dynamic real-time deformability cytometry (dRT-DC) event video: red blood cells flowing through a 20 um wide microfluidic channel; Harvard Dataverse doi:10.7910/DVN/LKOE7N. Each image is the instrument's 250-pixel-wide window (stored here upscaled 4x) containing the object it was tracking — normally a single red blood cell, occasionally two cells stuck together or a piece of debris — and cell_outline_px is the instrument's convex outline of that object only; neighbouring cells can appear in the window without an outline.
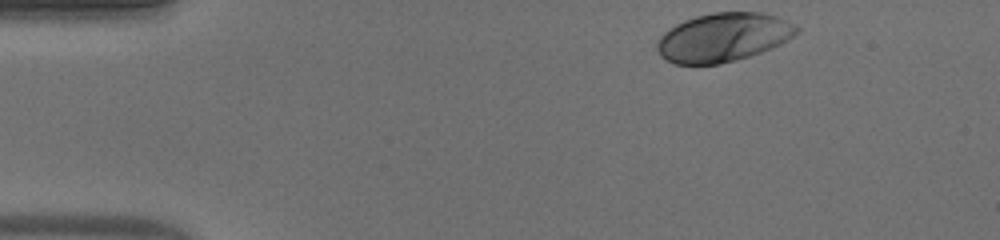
{"species": "human", "species_latin": "Homo sapiens", "temperature_condition": "warm", "stored_images_in_passage": 38, "camera_frame_rate_fps": 3000, "um_per_image_px": 0.085, "donor": {"sex": "male"}, "frame": {"image": 1, "passage_image": 1, "time_ms": 0.0, "image_size_px": [1000, 240], "cell_outline_px": [[800, 32], [788, 40], [772, 48], [748, 56], [720, 64], [676, 64], [660, 56], [656, 48], [656, 40], [664, 32], [676, 24], [684, 20], [696, 16], [712, 12], [764, 12], [776, 16], [800, 28]], "centroid_in_image_um": [61.47, 3.17], "position_along_channel_um": 23.5, "area_um2": 39.65}}
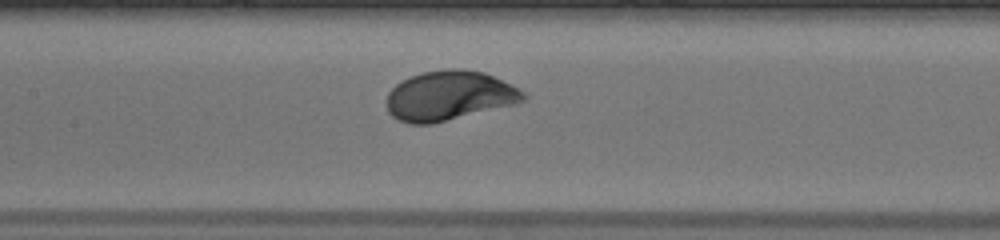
{"frame": {"image": 2, "passage_image": 19, "time_ms": 6.0, "image_size_px": [1000, 240], "cell_outline_px": [[528, 96], [524, 100], [516, 104], [432, 124], [408, 124], [392, 116], [388, 112], [388, 92], [396, 84], [412, 76], [424, 72], [448, 68], [460, 68], [484, 72], [520, 88]], "centroid_in_image_um": [38.22, 8.14], "position_along_channel_um": 169.2, "area_um2": 39.54}}
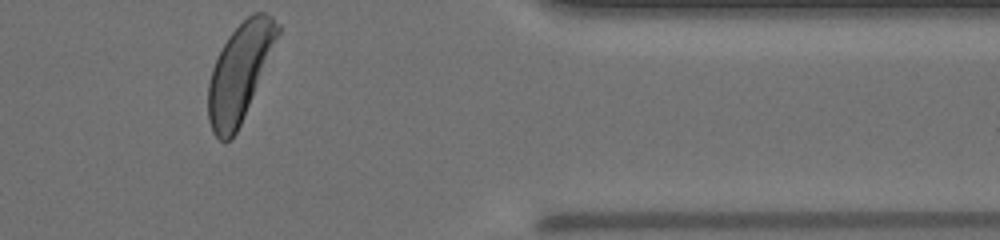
{"frame": {"image": 3, "passage_image": 38, "time_ms": 12.333, "image_size_px": [1000, 240], "cell_outline_px": [[280, 32], [244, 116], [236, 132], [228, 140], [220, 140], [212, 132], [208, 120], [208, 84], [212, 68], [228, 36], [252, 12], [264, 12], [272, 16], [280, 24]], "centroid_in_image_um": [20.36, 6.13], "position_along_channel_um": 391.0, "area_um2": 38.49}, "authors_computed_cell_mechanics": {"area_um2": 39.304, "velocity_mm_per_s": 3.8259, "shape_relaxation_time_tau1_ms": 2.184, "shape_relaxation_time_tau2_ms": null, "deformation_change_tau1": 0.1597, "deformation_change_tau2": null}}